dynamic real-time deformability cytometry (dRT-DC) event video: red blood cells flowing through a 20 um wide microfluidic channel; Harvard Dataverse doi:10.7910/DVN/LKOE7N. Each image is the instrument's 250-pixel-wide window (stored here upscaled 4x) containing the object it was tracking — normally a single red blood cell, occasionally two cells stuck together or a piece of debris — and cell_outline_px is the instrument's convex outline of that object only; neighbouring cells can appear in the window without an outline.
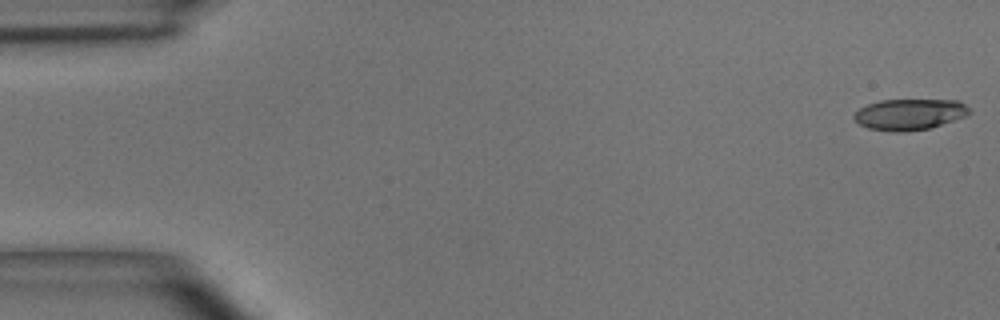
{"species": "common noctule bat (a hibernating species)", "species_latin": "Nyctalus noctula", "temperature_condition": "room temperature", "stored_images_in_passage": 10, "camera_frame_rate_fps": 3000, "um_per_image_px": 0.085, "animal": {"sex": "male", "body_mass_g": 15.6}, "frame": {"image": 1, "passage_image": 1, "time_ms": 0.0, "image_size_px": [1000, 320], "cell_outline_px": [[972, 112], [968, 116], [928, 128], [904, 132], [892, 132], [868, 128], [860, 124], [852, 116], [860, 108], [868, 104], [880, 100], [960, 100]], "centroid_in_image_um": [77.33, 9.72], "position_along_channel_um": 7.7, "area_um2": 20.87}}